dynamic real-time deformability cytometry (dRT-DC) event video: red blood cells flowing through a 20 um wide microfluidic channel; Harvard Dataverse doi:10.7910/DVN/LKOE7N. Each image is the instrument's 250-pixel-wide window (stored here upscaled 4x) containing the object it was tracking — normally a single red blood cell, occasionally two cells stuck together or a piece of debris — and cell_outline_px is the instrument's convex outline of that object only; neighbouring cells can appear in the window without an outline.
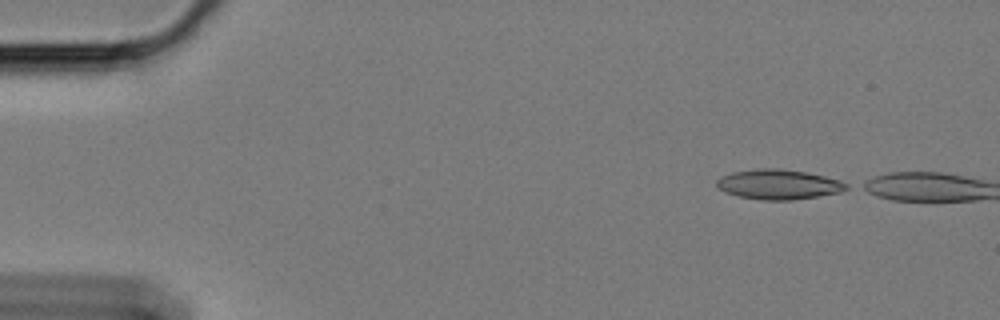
{"species": "Egyptian fruit bat (a non-hibernating species)", "species_latin": "Rousettus aegyptiacus", "temperature_condition": "cold", "stored_images_in_passage": 10, "camera_frame_rate_fps": 3000, "um_per_image_px": 0.085, "animal": {"sex": "female"}, "frame": {"image": 1, "passage_image": 1, "time_ms": 0.0, "image_size_px": [1000, 320], "cell_outline_px": [[848, 188], [840, 192], [792, 200], [764, 200], [740, 196], [724, 192], [716, 184], [716, 180], [720, 176], [732, 172], [760, 168], [776, 168], [804, 172], [824, 176], [840, 180], [848, 184]], "centroid_in_image_um": [66.16, 15.67], "position_along_channel_um": 18.8, "area_um2": 22.37}}